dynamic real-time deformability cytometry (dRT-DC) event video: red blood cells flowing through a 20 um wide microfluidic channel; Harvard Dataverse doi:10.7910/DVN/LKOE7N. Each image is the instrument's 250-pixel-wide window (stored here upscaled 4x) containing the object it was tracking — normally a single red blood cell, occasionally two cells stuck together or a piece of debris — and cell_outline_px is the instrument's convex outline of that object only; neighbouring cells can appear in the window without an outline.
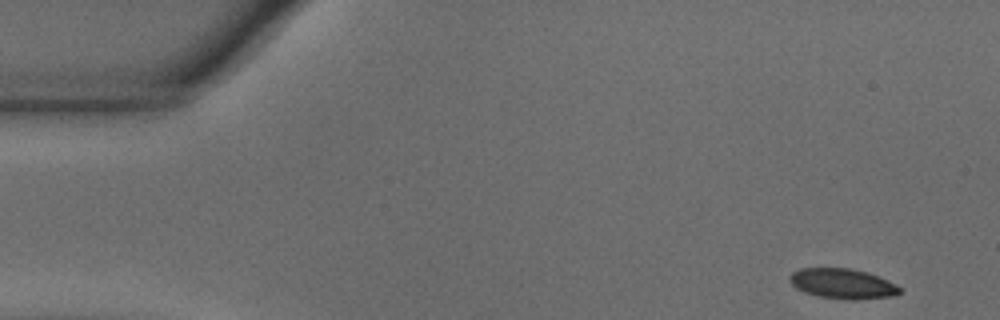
{"species": "common noctule bat (a hibernating species)", "species_latin": "Nyctalus noctula", "temperature_condition": "warm", "stored_images_in_passage": 53, "camera_frame_rate_fps": 3000, "um_per_image_px": 0.085, "animal": {"sex": "male", "body_mass_g": 18.8}, "frame": {"image": 1, "passage_image": 1, "time_ms": 0.0, "image_size_px": [1000, 320], "cell_outline_px": [[900, 292], [892, 296], [856, 300], [852, 300], [816, 296], [804, 292], [796, 288], [788, 280], [788, 276], [792, 272], [800, 268], [848, 268], [864, 272], [876, 276], [900, 288]], "centroid_in_image_um": [71.52, 24.12], "position_along_channel_um": 13.5, "area_um2": 19.02}}
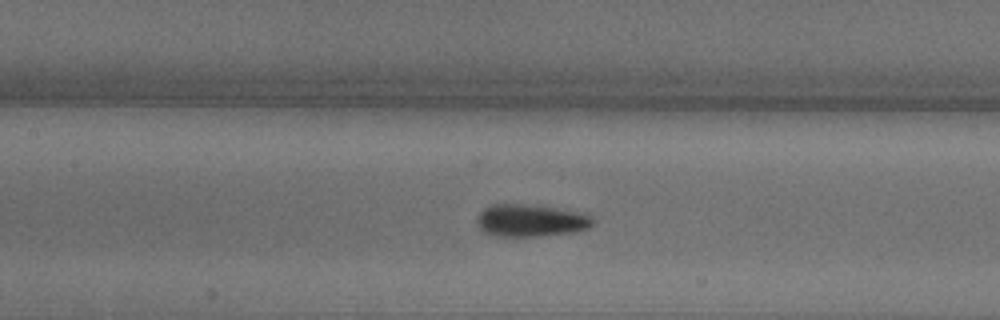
{"frame": {"image": 2, "passage_image": 22, "time_ms": 7.0, "image_size_px": [1000, 320], "cell_outline_px": [[592, 224], [588, 228], [580, 232], [540, 236], [496, 236], [484, 232], [480, 228], [476, 220], [480, 212], [484, 208], [492, 204], [524, 204], [588, 212], [592, 216]], "centroid_in_image_um": [45.16, 18.74], "position_along_channel_um": 162.2, "area_um2": 22.14}}
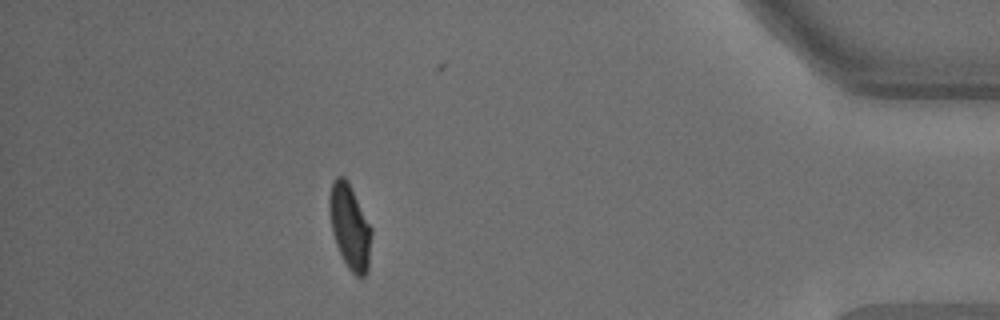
{"frame": {"image": 3, "passage_image": 46, "time_ms": 15.0, "image_size_px": [1000, 320], "cell_outline_px": [[372, 232], [368, 272], [364, 276], [356, 276], [348, 268], [336, 244], [332, 232], [328, 212], [328, 196], [332, 180], [336, 176], [344, 176], [348, 180], [372, 228]], "centroid_in_image_um": [29.72, 19.23], "position_along_channel_um": 405.5, "area_um2": 21.1}, "authors_computed_cell_mechanics": {"area_um2": 20.6924, "velocity_mm_per_s": 3.6644, "shape_relaxation_time_tau1_ms": 3.3349, "shape_relaxation_time_tau2_ms": 1.1235, "deformation_change_tau1": 0.1319, "deformation_change_tau2": 0.0519}}